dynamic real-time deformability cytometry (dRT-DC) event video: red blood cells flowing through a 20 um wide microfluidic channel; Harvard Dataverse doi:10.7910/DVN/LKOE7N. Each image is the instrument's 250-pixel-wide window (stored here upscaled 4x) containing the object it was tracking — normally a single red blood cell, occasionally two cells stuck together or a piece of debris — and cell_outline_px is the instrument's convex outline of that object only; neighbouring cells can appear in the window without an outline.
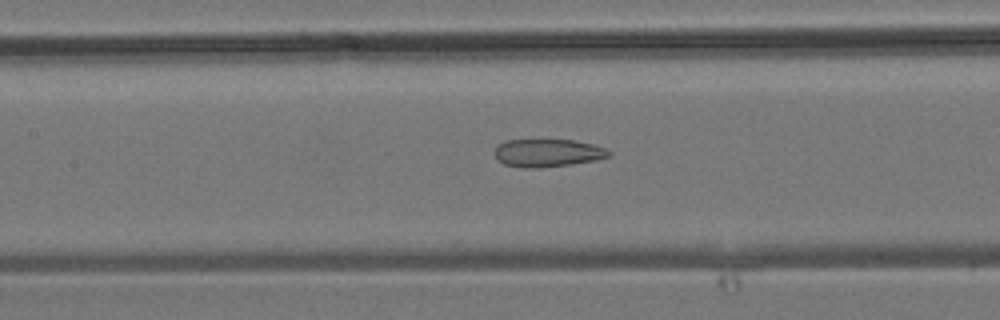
{"species": "common noctule bat (a hibernating species)", "species_latin": "Nyctalus noctula", "temperature_condition": "room temperature", "stored_images_in_passage": 28, "camera_frame_rate_fps": 3000, "um_per_image_px": 0.085, "animal": {"sex": "male", "body_mass_g": 19.2, "forearm_length_mm": 51.8}, "frame": {"image": 1, "passage_image": 16, "time_ms": 5.0, "image_size_px": [1000, 320], "cell_outline_px": [[612, 156], [596, 160], [572, 164], [540, 168], [524, 168], [504, 164], [496, 156], [496, 148], [504, 140], [576, 140], [592, 144], [604, 148], [612, 152]], "centroid_in_image_um": [46.6, 13.0], "position_along_channel_um": 160.8, "area_um2": 18.5}}
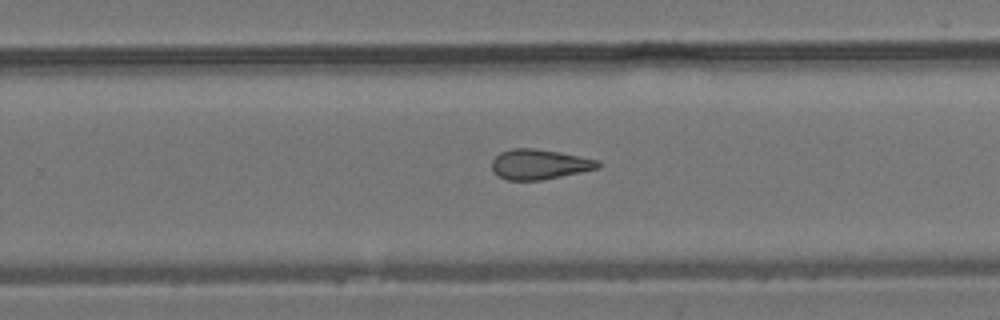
{"frame": {"image": 2, "passage_image": 24, "time_ms": 7.667, "image_size_px": [1000, 320], "cell_outline_px": [[600, 168], [540, 180], [508, 180], [500, 176], [492, 168], [492, 160], [500, 152], [512, 148], [536, 148], [560, 152], [580, 156], [596, 160], [600, 164]], "centroid_in_image_um": [45.84, 13.95], "position_along_channel_um": 284.0, "area_um2": 18.38}}